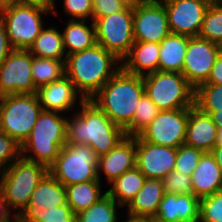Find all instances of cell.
Here are the masks:
<instances>
[{
    "label": "cell",
    "mask_w": 222,
    "mask_h": 222,
    "mask_svg": "<svg viewBox=\"0 0 222 222\" xmlns=\"http://www.w3.org/2000/svg\"><path fill=\"white\" fill-rule=\"evenodd\" d=\"M78 107L81 110L73 112L75 115L71 118L67 117V143L89 145L98 156H102L126 137L125 130L91 100H84Z\"/></svg>",
    "instance_id": "cell-1"
},
{
    "label": "cell",
    "mask_w": 222,
    "mask_h": 222,
    "mask_svg": "<svg viewBox=\"0 0 222 222\" xmlns=\"http://www.w3.org/2000/svg\"><path fill=\"white\" fill-rule=\"evenodd\" d=\"M122 68L114 54L101 45L66 56V76L85 100H90Z\"/></svg>",
    "instance_id": "cell-2"
},
{
    "label": "cell",
    "mask_w": 222,
    "mask_h": 222,
    "mask_svg": "<svg viewBox=\"0 0 222 222\" xmlns=\"http://www.w3.org/2000/svg\"><path fill=\"white\" fill-rule=\"evenodd\" d=\"M145 94L143 76L122 68L90 99L115 124L125 129L132 121L136 107Z\"/></svg>",
    "instance_id": "cell-3"
},
{
    "label": "cell",
    "mask_w": 222,
    "mask_h": 222,
    "mask_svg": "<svg viewBox=\"0 0 222 222\" xmlns=\"http://www.w3.org/2000/svg\"><path fill=\"white\" fill-rule=\"evenodd\" d=\"M61 115L45 110L40 113L29 137L21 145L22 158L47 168L55 162L61 148L67 144V117Z\"/></svg>",
    "instance_id": "cell-4"
},
{
    "label": "cell",
    "mask_w": 222,
    "mask_h": 222,
    "mask_svg": "<svg viewBox=\"0 0 222 222\" xmlns=\"http://www.w3.org/2000/svg\"><path fill=\"white\" fill-rule=\"evenodd\" d=\"M47 172L45 165L22 157L0 172V189L17 217L29 205L33 191Z\"/></svg>",
    "instance_id": "cell-5"
},
{
    "label": "cell",
    "mask_w": 222,
    "mask_h": 222,
    "mask_svg": "<svg viewBox=\"0 0 222 222\" xmlns=\"http://www.w3.org/2000/svg\"><path fill=\"white\" fill-rule=\"evenodd\" d=\"M145 93L160 111L191 108L195 89L180 72L156 71L143 76Z\"/></svg>",
    "instance_id": "cell-6"
},
{
    "label": "cell",
    "mask_w": 222,
    "mask_h": 222,
    "mask_svg": "<svg viewBox=\"0 0 222 222\" xmlns=\"http://www.w3.org/2000/svg\"><path fill=\"white\" fill-rule=\"evenodd\" d=\"M43 111L36 94L0 97V129L22 145Z\"/></svg>",
    "instance_id": "cell-7"
},
{
    "label": "cell",
    "mask_w": 222,
    "mask_h": 222,
    "mask_svg": "<svg viewBox=\"0 0 222 222\" xmlns=\"http://www.w3.org/2000/svg\"><path fill=\"white\" fill-rule=\"evenodd\" d=\"M98 160L99 156L89 145L67 143L48 172L64 186L99 181Z\"/></svg>",
    "instance_id": "cell-8"
},
{
    "label": "cell",
    "mask_w": 222,
    "mask_h": 222,
    "mask_svg": "<svg viewBox=\"0 0 222 222\" xmlns=\"http://www.w3.org/2000/svg\"><path fill=\"white\" fill-rule=\"evenodd\" d=\"M52 13L51 7L11 3L0 8L9 43L13 49L28 50L44 25L43 15Z\"/></svg>",
    "instance_id": "cell-9"
},
{
    "label": "cell",
    "mask_w": 222,
    "mask_h": 222,
    "mask_svg": "<svg viewBox=\"0 0 222 222\" xmlns=\"http://www.w3.org/2000/svg\"><path fill=\"white\" fill-rule=\"evenodd\" d=\"M96 43L122 61L134 44L133 8L95 18Z\"/></svg>",
    "instance_id": "cell-10"
},
{
    "label": "cell",
    "mask_w": 222,
    "mask_h": 222,
    "mask_svg": "<svg viewBox=\"0 0 222 222\" xmlns=\"http://www.w3.org/2000/svg\"><path fill=\"white\" fill-rule=\"evenodd\" d=\"M33 55L13 49L0 65V97L9 94H36L32 78Z\"/></svg>",
    "instance_id": "cell-11"
},
{
    "label": "cell",
    "mask_w": 222,
    "mask_h": 222,
    "mask_svg": "<svg viewBox=\"0 0 222 222\" xmlns=\"http://www.w3.org/2000/svg\"><path fill=\"white\" fill-rule=\"evenodd\" d=\"M187 123L188 108L159 111L138 136L155 145L178 148L185 143Z\"/></svg>",
    "instance_id": "cell-12"
},
{
    "label": "cell",
    "mask_w": 222,
    "mask_h": 222,
    "mask_svg": "<svg viewBox=\"0 0 222 222\" xmlns=\"http://www.w3.org/2000/svg\"><path fill=\"white\" fill-rule=\"evenodd\" d=\"M213 0H166L169 30L172 34L198 37L205 13Z\"/></svg>",
    "instance_id": "cell-13"
},
{
    "label": "cell",
    "mask_w": 222,
    "mask_h": 222,
    "mask_svg": "<svg viewBox=\"0 0 222 222\" xmlns=\"http://www.w3.org/2000/svg\"><path fill=\"white\" fill-rule=\"evenodd\" d=\"M220 53L218 44L200 37L189 38L182 74L194 89L207 82Z\"/></svg>",
    "instance_id": "cell-14"
},
{
    "label": "cell",
    "mask_w": 222,
    "mask_h": 222,
    "mask_svg": "<svg viewBox=\"0 0 222 222\" xmlns=\"http://www.w3.org/2000/svg\"><path fill=\"white\" fill-rule=\"evenodd\" d=\"M162 3H138L133 8V35L138 42L161 43L170 34Z\"/></svg>",
    "instance_id": "cell-15"
},
{
    "label": "cell",
    "mask_w": 222,
    "mask_h": 222,
    "mask_svg": "<svg viewBox=\"0 0 222 222\" xmlns=\"http://www.w3.org/2000/svg\"><path fill=\"white\" fill-rule=\"evenodd\" d=\"M66 203L65 186L47 172L33 191L29 205L17 217V222H37V214H49Z\"/></svg>",
    "instance_id": "cell-16"
},
{
    "label": "cell",
    "mask_w": 222,
    "mask_h": 222,
    "mask_svg": "<svg viewBox=\"0 0 222 222\" xmlns=\"http://www.w3.org/2000/svg\"><path fill=\"white\" fill-rule=\"evenodd\" d=\"M136 167L146 178L163 179L175 169L177 148L155 145L135 136Z\"/></svg>",
    "instance_id": "cell-17"
},
{
    "label": "cell",
    "mask_w": 222,
    "mask_h": 222,
    "mask_svg": "<svg viewBox=\"0 0 222 222\" xmlns=\"http://www.w3.org/2000/svg\"><path fill=\"white\" fill-rule=\"evenodd\" d=\"M36 96L43 110L64 114L75 109L74 106L77 108V102L80 105L85 100L66 75L37 88ZM77 98H79V101H77Z\"/></svg>",
    "instance_id": "cell-18"
},
{
    "label": "cell",
    "mask_w": 222,
    "mask_h": 222,
    "mask_svg": "<svg viewBox=\"0 0 222 222\" xmlns=\"http://www.w3.org/2000/svg\"><path fill=\"white\" fill-rule=\"evenodd\" d=\"M136 167L135 136H126L109 153L99 156L97 176L103 173L109 185L123 173Z\"/></svg>",
    "instance_id": "cell-19"
},
{
    "label": "cell",
    "mask_w": 222,
    "mask_h": 222,
    "mask_svg": "<svg viewBox=\"0 0 222 222\" xmlns=\"http://www.w3.org/2000/svg\"><path fill=\"white\" fill-rule=\"evenodd\" d=\"M200 199L194 194L165 193L156 218L164 222H198Z\"/></svg>",
    "instance_id": "cell-20"
},
{
    "label": "cell",
    "mask_w": 222,
    "mask_h": 222,
    "mask_svg": "<svg viewBox=\"0 0 222 222\" xmlns=\"http://www.w3.org/2000/svg\"><path fill=\"white\" fill-rule=\"evenodd\" d=\"M218 128L210 115L193 105L188 108V123L185 144L204 152L216 146Z\"/></svg>",
    "instance_id": "cell-21"
},
{
    "label": "cell",
    "mask_w": 222,
    "mask_h": 222,
    "mask_svg": "<svg viewBox=\"0 0 222 222\" xmlns=\"http://www.w3.org/2000/svg\"><path fill=\"white\" fill-rule=\"evenodd\" d=\"M193 194L201 199L222 190V171L211 152L200 158L191 176Z\"/></svg>",
    "instance_id": "cell-22"
},
{
    "label": "cell",
    "mask_w": 222,
    "mask_h": 222,
    "mask_svg": "<svg viewBox=\"0 0 222 222\" xmlns=\"http://www.w3.org/2000/svg\"><path fill=\"white\" fill-rule=\"evenodd\" d=\"M160 43L135 41L122 60V69L133 75L144 76L158 71Z\"/></svg>",
    "instance_id": "cell-23"
},
{
    "label": "cell",
    "mask_w": 222,
    "mask_h": 222,
    "mask_svg": "<svg viewBox=\"0 0 222 222\" xmlns=\"http://www.w3.org/2000/svg\"><path fill=\"white\" fill-rule=\"evenodd\" d=\"M165 194L162 180L146 178L143 187L127 205V213L155 217Z\"/></svg>",
    "instance_id": "cell-24"
},
{
    "label": "cell",
    "mask_w": 222,
    "mask_h": 222,
    "mask_svg": "<svg viewBox=\"0 0 222 222\" xmlns=\"http://www.w3.org/2000/svg\"><path fill=\"white\" fill-rule=\"evenodd\" d=\"M91 24L87 20H68L63 28V45L66 56L81 52L85 49L91 48L96 44L95 25L91 20Z\"/></svg>",
    "instance_id": "cell-25"
},
{
    "label": "cell",
    "mask_w": 222,
    "mask_h": 222,
    "mask_svg": "<svg viewBox=\"0 0 222 222\" xmlns=\"http://www.w3.org/2000/svg\"><path fill=\"white\" fill-rule=\"evenodd\" d=\"M190 37L170 33L161 43L159 52V71L182 73L184 58Z\"/></svg>",
    "instance_id": "cell-26"
},
{
    "label": "cell",
    "mask_w": 222,
    "mask_h": 222,
    "mask_svg": "<svg viewBox=\"0 0 222 222\" xmlns=\"http://www.w3.org/2000/svg\"><path fill=\"white\" fill-rule=\"evenodd\" d=\"M101 181L81 182L65 186L67 204L74 214H78L88 209L101 199L105 193H102Z\"/></svg>",
    "instance_id": "cell-27"
},
{
    "label": "cell",
    "mask_w": 222,
    "mask_h": 222,
    "mask_svg": "<svg viewBox=\"0 0 222 222\" xmlns=\"http://www.w3.org/2000/svg\"><path fill=\"white\" fill-rule=\"evenodd\" d=\"M145 180L144 174L134 167L113 181L106 191L118 204L125 207L141 190Z\"/></svg>",
    "instance_id": "cell-28"
},
{
    "label": "cell",
    "mask_w": 222,
    "mask_h": 222,
    "mask_svg": "<svg viewBox=\"0 0 222 222\" xmlns=\"http://www.w3.org/2000/svg\"><path fill=\"white\" fill-rule=\"evenodd\" d=\"M28 51L37 57L66 60L62 32L54 25L43 27Z\"/></svg>",
    "instance_id": "cell-29"
},
{
    "label": "cell",
    "mask_w": 222,
    "mask_h": 222,
    "mask_svg": "<svg viewBox=\"0 0 222 222\" xmlns=\"http://www.w3.org/2000/svg\"><path fill=\"white\" fill-rule=\"evenodd\" d=\"M65 75V60L33 56L32 78L36 88L52 83Z\"/></svg>",
    "instance_id": "cell-30"
},
{
    "label": "cell",
    "mask_w": 222,
    "mask_h": 222,
    "mask_svg": "<svg viewBox=\"0 0 222 222\" xmlns=\"http://www.w3.org/2000/svg\"><path fill=\"white\" fill-rule=\"evenodd\" d=\"M118 204L107 192L88 209L76 214V222H118Z\"/></svg>",
    "instance_id": "cell-31"
},
{
    "label": "cell",
    "mask_w": 222,
    "mask_h": 222,
    "mask_svg": "<svg viewBox=\"0 0 222 222\" xmlns=\"http://www.w3.org/2000/svg\"><path fill=\"white\" fill-rule=\"evenodd\" d=\"M198 37L222 44V0H213L209 5Z\"/></svg>",
    "instance_id": "cell-32"
},
{
    "label": "cell",
    "mask_w": 222,
    "mask_h": 222,
    "mask_svg": "<svg viewBox=\"0 0 222 222\" xmlns=\"http://www.w3.org/2000/svg\"><path fill=\"white\" fill-rule=\"evenodd\" d=\"M159 111L145 93L136 107L133 121L124 129L126 136H138L154 120Z\"/></svg>",
    "instance_id": "cell-33"
},
{
    "label": "cell",
    "mask_w": 222,
    "mask_h": 222,
    "mask_svg": "<svg viewBox=\"0 0 222 222\" xmlns=\"http://www.w3.org/2000/svg\"><path fill=\"white\" fill-rule=\"evenodd\" d=\"M194 105L201 111H222V85H199L195 89Z\"/></svg>",
    "instance_id": "cell-34"
},
{
    "label": "cell",
    "mask_w": 222,
    "mask_h": 222,
    "mask_svg": "<svg viewBox=\"0 0 222 222\" xmlns=\"http://www.w3.org/2000/svg\"><path fill=\"white\" fill-rule=\"evenodd\" d=\"M204 153V151L186 145L185 143L180 145L177 148L175 170L188 176H192L194 169Z\"/></svg>",
    "instance_id": "cell-35"
},
{
    "label": "cell",
    "mask_w": 222,
    "mask_h": 222,
    "mask_svg": "<svg viewBox=\"0 0 222 222\" xmlns=\"http://www.w3.org/2000/svg\"><path fill=\"white\" fill-rule=\"evenodd\" d=\"M198 222H222V190L200 199Z\"/></svg>",
    "instance_id": "cell-36"
},
{
    "label": "cell",
    "mask_w": 222,
    "mask_h": 222,
    "mask_svg": "<svg viewBox=\"0 0 222 222\" xmlns=\"http://www.w3.org/2000/svg\"><path fill=\"white\" fill-rule=\"evenodd\" d=\"M21 157V145L0 129V172Z\"/></svg>",
    "instance_id": "cell-37"
},
{
    "label": "cell",
    "mask_w": 222,
    "mask_h": 222,
    "mask_svg": "<svg viewBox=\"0 0 222 222\" xmlns=\"http://www.w3.org/2000/svg\"><path fill=\"white\" fill-rule=\"evenodd\" d=\"M165 193L193 194L191 176L173 170L162 179Z\"/></svg>",
    "instance_id": "cell-38"
},
{
    "label": "cell",
    "mask_w": 222,
    "mask_h": 222,
    "mask_svg": "<svg viewBox=\"0 0 222 222\" xmlns=\"http://www.w3.org/2000/svg\"><path fill=\"white\" fill-rule=\"evenodd\" d=\"M64 12L71 20H92L93 0H63Z\"/></svg>",
    "instance_id": "cell-39"
},
{
    "label": "cell",
    "mask_w": 222,
    "mask_h": 222,
    "mask_svg": "<svg viewBox=\"0 0 222 222\" xmlns=\"http://www.w3.org/2000/svg\"><path fill=\"white\" fill-rule=\"evenodd\" d=\"M37 222H76V214L66 203L49 214H37Z\"/></svg>",
    "instance_id": "cell-40"
},
{
    "label": "cell",
    "mask_w": 222,
    "mask_h": 222,
    "mask_svg": "<svg viewBox=\"0 0 222 222\" xmlns=\"http://www.w3.org/2000/svg\"><path fill=\"white\" fill-rule=\"evenodd\" d=\"M125 7L117 0H93L92 21L123 10Z\"/></svg>",
    "instance_id": "cell-41"
},
{
    "label": "cell",
    "mask_w": 222,
    "mask_h": 222,
    "mask_svg": "<svg viewBox=\"0 0 222 222\" xmlns=\"http://www.w3.org/2000/svg\"><path fill=\"white\" fill-rule=\"evenodd\" d=\"M12 50L13 48L9 43V39L6 33L5 22L0 15V65Z\"/></svg>",
    "instance_id": "cell-42"
},
{
    "label": "cell",
    "mask_w": 222,
    "mask_h": 222,
    "mask_svg": "<svg viewBox=\"0 0 222 222\" xmlns=\"http://www.w3.org/2000/svg\"><path fill=\"white\" fill-rule=\"evenodd\" d=\"M203 84L222 85V53H220V55L217 57L207 82Z\"/></svg>",
    "instance_id": "cell-43"
},
{
    "label": "cell",
    "mask_w": 222,
    "mask_h": 222,
    "mask_svg": "<svg viewBox=\"0 0 222 222\" xmlns=\"http://www.w3.org/2000/svg\"><path fill=\"white\" fill-rule=\"evenodd\" d=\"M12 213V216H11ZM7 200L0 189V222H17V215L13 214ZM12 217V219H11Z\"/></svg>",
    "instance_id": "cell-44"
},
{
    "label": "cell",
    "mask_w": 222,
    "mask_h": 222,
    "mask_svg": "<svg viewBox=\"0 0 222 222\" xmlns=\"http://www.w3.org/2000/svg\"><path fill=\"white\" fill-rule=\"evenodd\" d=\"M12 3L38 5L43 7H52L53 5L51 0H12Z\"/></svg>",
    "instance_id": "cell-45"
},
{
    "label": "cell",
    "mask_w": 222,
    "mask_h": 222,
    "mask_svg": "<svg viewBox=\"0 0 222 222\" xmlns=\"http://www.w3.org/2000/svg\"><path fill=\"white\" fill-rule=\"evenodd\" d=\"M210 115L217 127H222V111H202Z\"/></svg>",
    "instance_id": "cell-46"
},
{
    "label": "cell",
    "mask_w": 222,
    "mask_h": 222,
    "mask_svg": "<svg viewBox=\"0 0 222 222\" xmlns=\"http://www.w3.org/2000/svg\"><path fill=\"white\" fill-rule=\"evenodd\" d=\"M211 154L214 156L217 165L221 168L222 171V146H215L211 150Z\"/></svg>",
    "instance_id": "cell-47"
},
{
    "label": "cell",
    "mask_w": 222,
    "mask_h": 222,
    "mask_svg": "<svg viewBox=\"0 0 222 222\" xmlns=\"http://www.w3.org/2000/svg\"><path fill=\"white\" fill-rule=\"evenodd\" d=\"M128 216V217H127ZM126 220H123V222H148L149 217L146 216H137L127 213Z\"/></svg>",
    "instance_id": "cell-48"
},
{
    "label": "cell",
    "mask_w": 222,
    "mask_h": 222,
    "mask_svg": "<svg viewBox=\"0 0 222 222\" xmlns=\"http://www.w3.org/2000/svg\"><path fill=\"white\" fill-rule=\"evenodd\" d=\"M121 3L125 8H134L139 1L138 0H117Z\"/></svg>",
    "instance_id": "cell-49"
},
{
    "label": "cell",
    "mask_w": 222,
    "mask_h": 222,
    "mask_svg": "<svg viewBox=\"0 0 222 222\" xmlns=\"http://www.w3.org/2000/svg\"><path fill=\"white\" fill-rule=\"evenodd\" d=\"M217 141L216 146H222V127H217Z\"/></svg>",
    "instance_id": "cell-50"
},
{
    "label": "cell",
    "mask_w": 222,
    "mask_h": 222,
    "mask_svg": "<svg viewBox=\"0 0 222 222\" xmlns=\"http://www.w3.org/2000/svg\"><path fill=\"white\" fill-rule=\"evenodd\" d=\"M140 3H164L166 0H138Z\"/></svg>",
    "instance_id": "cell-51"
},
{
    "label": "cell",
    "mask_w": 222,
    "mask_h": 222,
    "mask_svg": "<svg viewBox=\"0 0 222 222\" xmlns=\"http://www.w3.org/2000/svg\"><path fill=\"white\" fill-rule=\"evenodd\" d=\"M12 3V0H0V8Z\"/></svg>",
    "instance_id": "cell-52"
},
{
    "label": "cell",
    "mask_w": 222,
    "mask_h": 222,
    "mask_svg": "<svg viewBox=\"0 0 222 222\" xmlns=\"http://www.w3.org/2000/svg\"><path fill=\"white\" fill-rule=\"evenodd\" d=\"M51 2L53 3V5L51 7L52 13H53V15L55 14L57 16L58 12L56 11V7H55L56 6V4H55L56 0H51Z\"/></svg>",
    "instance_id": "cell-53"
},
{
    "label": "cell",
    "mask_w": 222,
    "mask_h": 222,
    "mask_svg": "<svg viewBox=\"0 0 222 222\" xmlns=\"http://www.w3.org/2000/svg\"><path fill=\"white\" fill-rule=\"evenodd\" d=\"M148 222H164V221H161V220H159V219L156 218V217H149Z\"/></svg>",
    "instance_id": "cell-54"
}]
</instances>
